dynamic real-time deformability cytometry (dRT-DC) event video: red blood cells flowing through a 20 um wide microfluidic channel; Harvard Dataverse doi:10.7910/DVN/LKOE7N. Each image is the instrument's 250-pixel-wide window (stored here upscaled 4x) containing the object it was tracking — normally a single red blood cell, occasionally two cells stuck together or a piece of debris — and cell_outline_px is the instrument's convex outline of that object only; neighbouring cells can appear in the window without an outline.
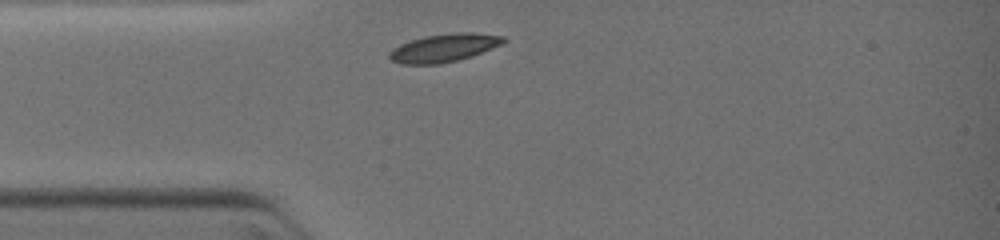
{"species": "common noctule bat (a hibernating species)", "species_latin": "Nyctalus noctula", "temperature_condition": "warm", "stored_images_in_passage": 15, "camera_frame_rate_fps": 3000, "um_per_image_px": 0.085, "animal": {"sex": "female", "body_mass_g": 19.0, "forearm_length_mm": 51.5}, "frame": {"image": 1, "passage_image": 1, "time_ms": 0.0, "image_size_px": [1000, 240], "cell_outline_px": [[508, 40], [492, 48], [472, 56], [440, 64], [400, 64], [392, 60], [388, 56], [388, 52], [392, 48], [400, 44], [424, 36], [452, 32], [472, 32], [504, 36]], "centroid_in_image_um": [37.72, 4.06], "position_along_channel_um": 47.3, "area_um2": 18.73}}
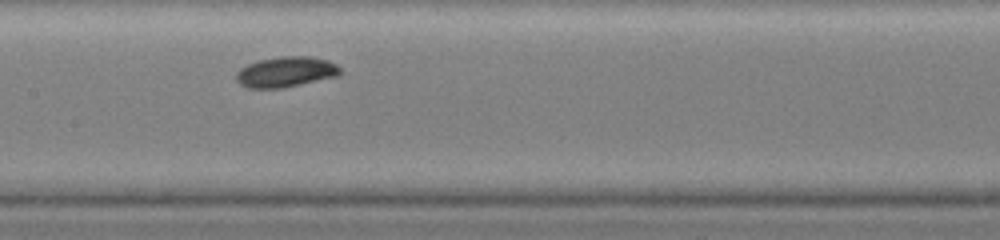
{"frame": {"image": 2, "passage_image": 9, "time_ms": 3.0, "image_size_px": [1000, 240], "cell_outline_px": [[340, 76], [284, 88], [248, 88], [240, 84], [236, 80], [236, 72], [240, 68], [248, 64], [260, 60], [280, 56], [308, 56], [328, 60], [336, 64], [340, 68]], "centroid_in_image_um": [24.31, 6.12], "position_along_channel_um": 183.1, "area_um2": 18.61}}
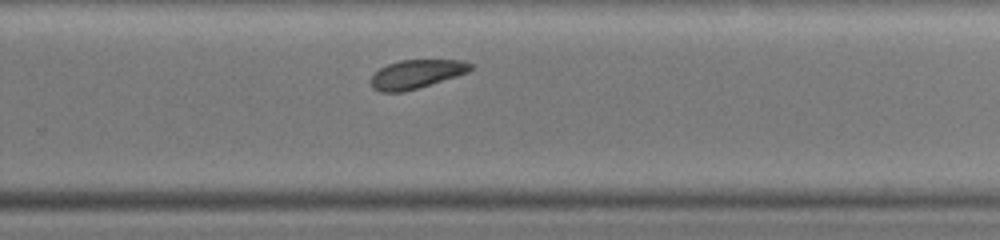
{"frame": {"image": 3, "passage_image": 15, "time_ms": 5.333, "image_size_px": [1000, 240], "cell_outline_px": [[472, 68], [468, 72], [456, 76], [404, 92], [380, 92], [372, 88], [368, 80], [380, 68], [388, 64], [400, 60], [464, 60], [472, 64]], "centroid_in_image_um": [35.35, 6.3], "position_along_channel_um": 294.4, "area_um2": 16.65}}